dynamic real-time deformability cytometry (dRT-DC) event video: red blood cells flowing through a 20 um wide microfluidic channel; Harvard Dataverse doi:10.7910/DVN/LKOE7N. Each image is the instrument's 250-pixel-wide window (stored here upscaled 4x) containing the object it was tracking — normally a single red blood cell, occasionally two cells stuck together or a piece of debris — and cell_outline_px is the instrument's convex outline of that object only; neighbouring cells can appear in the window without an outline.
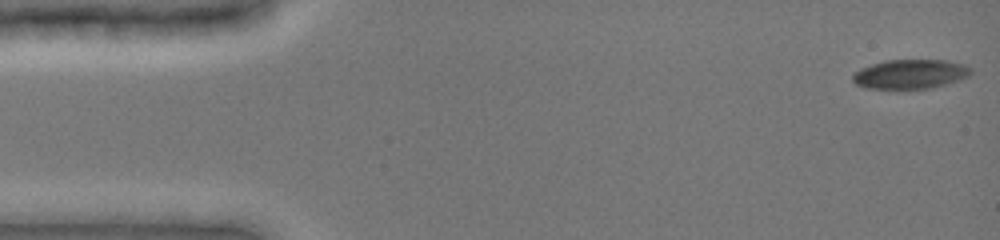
{"species": "common noctule bat (a hibernating species)", "species_latin": "Nyctalus noctula", "temperature_condition": "cold", "stored_images_in_passage": 11, "camera_frame_rate_fps": 3000, "um_per_image_px": 0.085, "animal": {"sex": "female", "body_mass_g": 19.0, "forearm_length_mm": 51.5}, "frame": {"image": 1, "passage_image": 1, "time_ms": 0.0, "image_size_px": [1000, 240], "cell_outline_px": [[972, 72], [968, 76], [960, 80], [932, 88], [864, 88], [856, 84], [852, 80], [852, 76], [860, 68], [884, 60], [948, 60], [964, 64], [972, 68]], "centroid_in_image_um": [77.4, 6.29], "position_along_channel_um": 7.6, "area_um2": 20.23}}
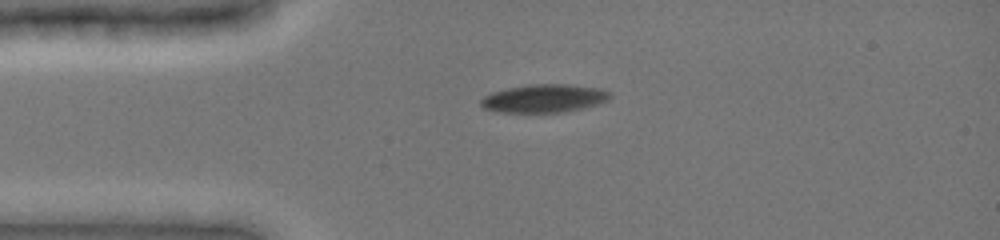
{"frame": {"image": 2, "passage_image": 7, "time_ms": 2.0, "image_size_px": [1000, 240], "cell_outline_px": [[612, 96], [608, 100], [600, 104], [564, 112], [496, 112], [484, 108], [480, 104], [480, 100], [484, 96], [492, 92], [508, 88], [528, 84], [568, 84], [600, 88], [612, 92]], "centroid_in_image_um": [46.28, 8.36], "position_along_channel_um": 38.7, "area_um2": 21.39}}
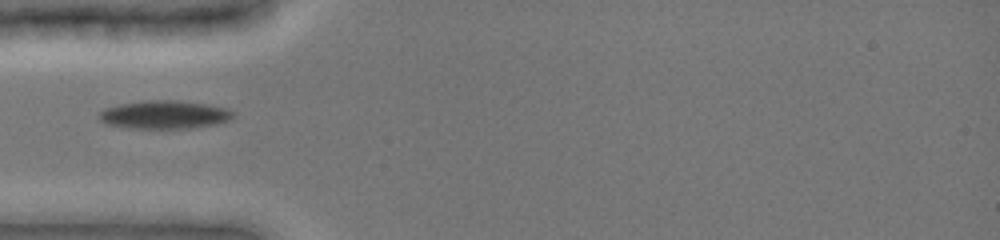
{"frame": {"image": 3, "passage_image": 10, "time_ms": 3.0, "image_size_px": [1000, 240], "cell_outline_px": [[236, 116], [228, 120], [216, 124], [192, 128], [128, 128], [108, 124], [100, 120], [96, 116], [104, 108], [120, 104], [144, 100], [176, 100], [204, 104], [228, 108], [236, 112]], "centroid_in_image_um": [13.99, 9.74], "position_along_channel_um": 71.0, "area_um2": 22.2}}